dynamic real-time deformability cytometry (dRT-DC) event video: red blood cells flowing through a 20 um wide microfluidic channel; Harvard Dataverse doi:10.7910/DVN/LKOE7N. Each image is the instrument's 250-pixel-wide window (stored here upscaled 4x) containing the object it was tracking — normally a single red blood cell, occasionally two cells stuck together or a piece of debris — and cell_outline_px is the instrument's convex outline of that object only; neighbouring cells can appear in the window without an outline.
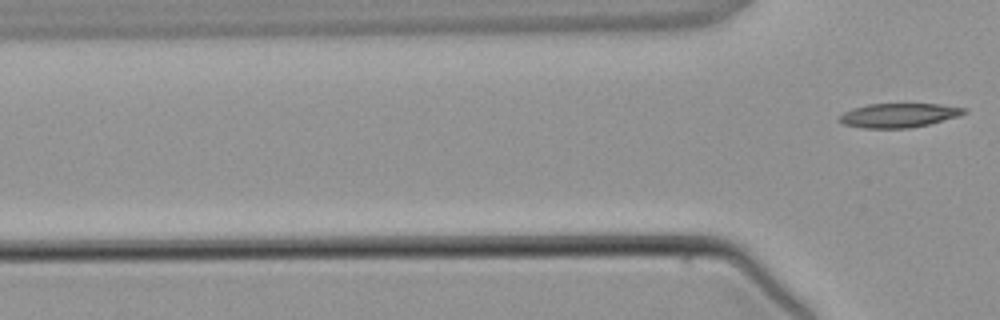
{"species": "common noctule bat (a hibernating species)", "species_latin": "Nyctalus noctula", "temperature_condition": "warm", "stored_images_in_passage": 3, "camera_frame_rate_fps": 3000, "um_per_image_px": 0.085, "animal": {"sex": "male", "body_mass_g": 21.5, "forearm_length_mm": 52.0}, "frame": {"image": 1, "passage_image": 3, "time_ms": 3.333, "image_size_px": [1000, 320], "cell_outline_px": [[968, 112], [960, 116], [928, 124], [908, 128], [864, 128], [844, 124], [836, 120], [844, 112], [852, 108], [868, 104], [940, 104], [968, 108]], "centroid_in_image_um": [76.42, 9.79], "position_along_channel_um": 49.4, "area_um2": 17.63}}